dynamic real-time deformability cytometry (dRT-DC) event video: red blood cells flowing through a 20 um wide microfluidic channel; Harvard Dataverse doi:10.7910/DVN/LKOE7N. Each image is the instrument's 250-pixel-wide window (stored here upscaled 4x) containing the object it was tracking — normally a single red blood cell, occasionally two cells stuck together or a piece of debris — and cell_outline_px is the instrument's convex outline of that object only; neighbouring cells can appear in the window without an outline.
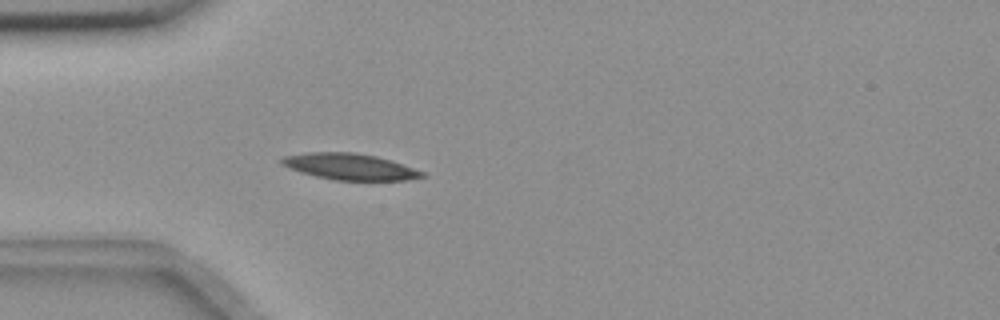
{"species": "common noctule bat (a hibernating species)", "species_latin": "Nyctalus noctula", "temperature_condition": "room temperature", "stored_images_in_passage": 40, "camera_frame_rate_fps": 3000, "um_per_image_px": 0.085, "animal": {"sex": "female", "body_mass_g": 18.4}, "frame": {"image": 1, "passage_image": 1, "time_ms": 0.0, "image_size_px": [1000, 320], "cell_outline_px": [[424, 176], [404, 180], [332, 180], [300, 172], [288, 168], [280, 164], [280, 160], [284, 156], [308, 152], [352, 152], [376, 156], [424, 172]], "centroid_in_image_um": [29.64, 14.16], "position_along_channel_um": 55.4, "area_um2": 21.21}}
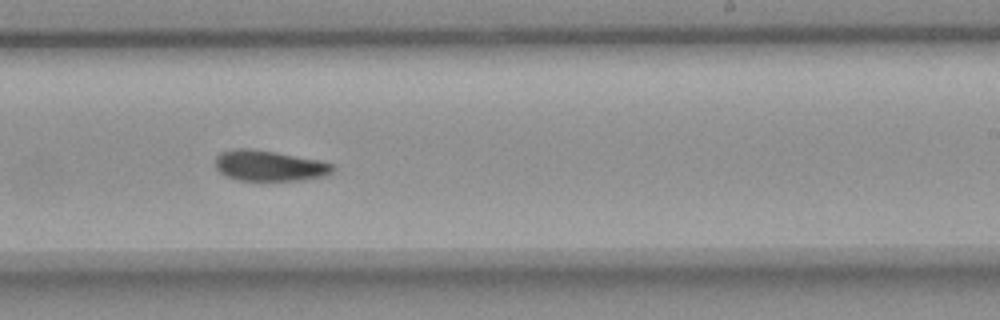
{"frame": {"image": 2, "passage_image": 19, "time_ms": 6.0, "image_size_px": [1000, 320], "cell_outline_px": [[336, 168], [332, 172], [324, 176], [304, 180], [236, 180], [220, 172], [216, 168], [216, 156], [220, 152], [236, 148], [248, 148], [276, 152], [316, 160], [332, 164]], "centroid_in_image_um": [22.87, 14.08], "position_along_channel_um": 266.1, "area_um2": 20.81}}
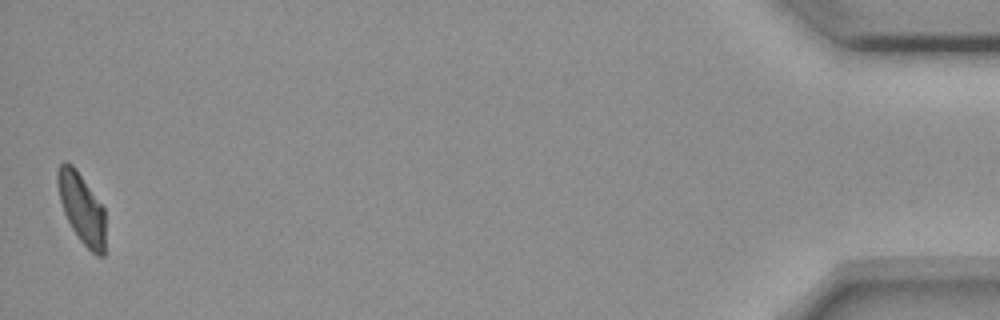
{"frame": {"image": 3, "passage_image": 40, "time_ms": 13.0, "image_size_px": [1000, 320], "cell_outline_px": [[104, 256], [96, 256], [80, 240], [72, 228], [64, 212], [60, 200], [56, 184], [56, 172], [60, 164], [64, 160], [72, 164], [76, 168], [104, 208]], "centroid_in_image_um": [6.91, 17.66], "position_along_channel_um": 428.3, "area_um2": 19.48}}